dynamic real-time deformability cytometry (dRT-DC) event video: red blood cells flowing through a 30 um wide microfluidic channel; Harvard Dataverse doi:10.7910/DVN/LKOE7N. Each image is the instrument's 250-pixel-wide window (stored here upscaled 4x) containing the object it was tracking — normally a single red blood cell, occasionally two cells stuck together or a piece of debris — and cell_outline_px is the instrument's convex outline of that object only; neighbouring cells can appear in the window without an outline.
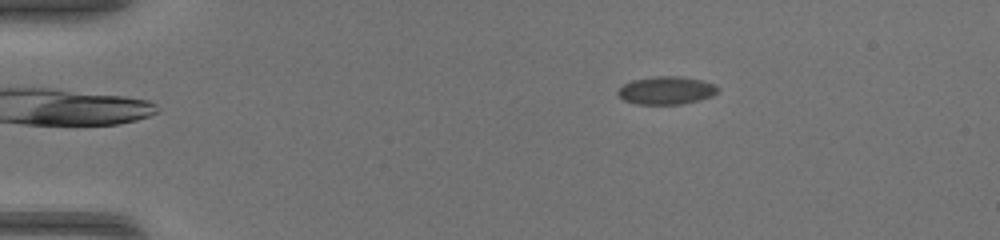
{"species": "common noctule bat (a hibernating species)", "species_latin": "Nyctalus noctula", "temperature_condition": "warm", "stored_images_in_passage": 43, "camera_frame_rate_fps": 3000, "um_per_image_px": 0.085, "animal": {"sex": "female", "body_mass_g": 17.0, "forearm_length_mm": 48.0}, "frame": {"image": 1, "passage_image": 3, "time_ms": 0.667, "image_size_px": [1000, 240], "cell_outline_px": [[720, 88], [712, 96], [700, 100], [680, 104], [636, 104], [624, 100], [616, 92], [624, 84], [632, 80], [656, 76], [680, 76], [700, 80], [716, 84]], "centroid_in_image_um": [56.65, 7.68], "position_along_channel_um": 28.3, "area_um2": 16.24}}
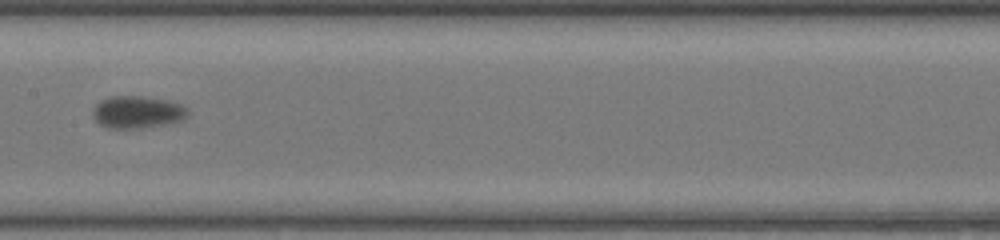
{"frame": {"image": 2, "passage_image": 20, "time_ms": 6.333, "image_size_px": [1000, 240], "cell_outline_px": [[188, 116], [184, 120], [168, 124], [140, 128], [108, 128], [100, 124], [92, 116], [92, 108], [100, 100], [108, 96], [140, 96], [168, 100], [180, 104], [188, 108]], "centroid_in_image_um": [11.68, 9.52], "position_along_channel_um": 195.7, "area_um2": 18.15}}
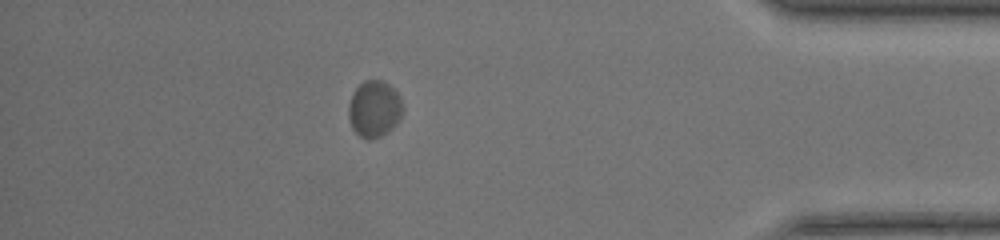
{"frame": {"image": 3, "passage_image": 37, "time_ms": 12.0, "image_size_px": [1000, 240], "cell_outline_px": [[404, 108], [396, 124], [392, 128], [380, 136], [368, 140], [360, 136], [352, 128], [348, 116], [348, 104], [352, 92], [364, 80], [380, 80], [388, 84], [400, 96]], "centroid_in_image_um": [31.8, 9.25], "position_along_channel_um": 403.4, "area_um2": 17.86}}